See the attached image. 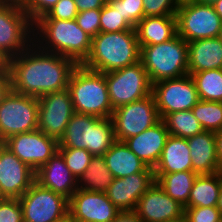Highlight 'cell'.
Listing matches in <instances>:
<instances>
[{
  "label": "cell",
  "instance_id": "cell-30",
  "mask_svg": "<svg viewBox=\"0 0 222 222\" xmlns=\"http://www.w3.org/2000/svg\"><path fill=\"white\" fill-rule=\"evenodd\" d=\"M162 120L172 136L187 139L204 131L192 110L176 111L167 114Z\"/></svg>",
  "mask_w": 222,
  "mask_h": 222
},
{
  "label": "cell",
  "instance_id": "cell-39",
  "mask_svg": "<svg viewBox=\"0 0 222 222\" xmlns=\"http://www.w3.org/2000/svg\"><path fill=\"white\" fill-rule=\"evenodd\" d=\"M101 9L85 10L79 12L75 20L91 38L100 32Z\"/></svg>",
  "mask_w": 222,
  "mask_h": 222
},
{
  "label": "cell",
  "instance_id": "cell-38",
  "mask_svg": "<svg viewBox=\"0 0 222 222\" xmlns=\"http://www.w3.org/2000/svg\"><path fill=\"white\" fill-rule=\"evenodd\" d=\"M79 11L74 0H59L44 16L39 19L74 20Z\"/></svg>",
  "mask_w": 222,
  "mask_h": 222
},
{
  "label": "cell",
  "instance_id": "cell-18",
  "mask_svg": "<svg viewBox=\"0 0 222 222\" xmlns=\"http://www.w3.org/2000/svg\"><path fill=\"white\" fill-rule=\"evenodd\" d=\"M134 212L142 222H162L184 217V207L155 181L139 198Z\"/></svg>",
  "mask_w": 222,
  "mask_h": 222
},
{
  "label": "cell",
  "instance_id": "cell-1",
  "mask_svg": "<svg viewBox=\"0 0 222 222\" xmlns=\"http://www.w3.org/2000/svg\"><path fill=\"white\" fill-rule=\"evenodd\" d=\"M77 65L73 59L44 51L33 42L8 60L11 90L37 98L65 90Z\"/></svg>",
  "mask_w": 222,
  "mask_h": 222
},
{
  "label": "cell",
  "instance_id": "cell-17",
  "mask_svg": "<svg viewBox=\"0 0 222 222\" xmlns=\"http://www.w3.org/2000/svg\"><path fill=\"white\" fill-rule=\"evenodd\" d=\"M35 182V172L0 143V193L19 199Z\"/></svg>",
  "mask_w": 222,
  "mask_h": 222
},
{
  "label": "cell",
  "instance_id": "cell-49",
  "mask_svg": "<svg viewBox=\"0 0 222 222\" xmlns=\"http://www.w3.org/2000/svg\"><path fill=\"white\" fill-rule=\"evenodd\" d=\"M193 1H196V2L201 3V4L213 5L218 0H193Z\"/></svg>",
  "mask_w": 222,
  "mask_h": 222
},
{
  "label": "cell",
  "instance_id": "cell-25",
  "mask_svg": "<svg viewBox=\"0 0 222 222\" xmlns=\"http://www.w3.org/2000/svg\"><path fill=\"white\" fill-rule=\"evenodd\" d=\"M153 170L154 174L192 171V161L187 139L169 135L160 159Z\"/></svg>",
  "mask_w": 222,
  "mask_h": 222
},
{
  "label": "cell",
  "instance_id": "cell-45",
  "mask_svg": "<svg viewBox=\"0 0 222 222\" xmlns=\"http://www.w3.org/2000/svg\"><path fill=\"white\" fill-rule=\"evenodd\" d=\"M216 157L222 170V129L215 132Z\"/></svg>",
  "mask_w": 222,
  "mask_h": 222
},
{
  "label": "cell",
  "instance_id": "cell-12",
  "mask_svg": "<svg viewBox=\"0 0 222 222\" xmlns=\"http://www.w3.org/2000/svg\"><path fill=\"white\" fill-rule=\"evenodd\" d=\"M19 202L23 222H57L69 215V200L37 182L19 198Z\"/></svg>",
  "mask_w": 222,
  "mask_h": 222
},
{
  "label": "cell",
  "instance_id": "cell-2",
  "mask_svg": "<svg viewBox=\"0 0 222 222\" xmlns=\"http://www.w3.org/2000/svg\"><path fill=\"white\" fill-rule=\"evenodd\" d=\"M32 35L33 42L40 49L71 58L77 64H82L91 51L92 38L75 19H37L33 23Z\"/></svg>",
  "mask_w": 222,
  "mask_h": 222
},
{
  "label": "cell",
  "instance_id": "cell-7",
  "mask_svg": "<svg viewBox=\"0 0 222 222\" xmlns=\"http://www.w3.org/2000/svg\"><path fill=\"white\" fill-rule=\"evenodd\" d=\"M33 23L16 0H0V52L12 59L33 43Z\"/></svg>",
  "mask_w": 222,
  "mask_h": 222
},
{
  "label": "cell",
  "instance_id": "cell-8",
  "mask_svg": "<svg viewBox=\"0 0 222 222\" xmlns=\"http://www.w3.org/2000/svg\"><path fill=\"white\" fill-rule=\"evenodd\" d=\"M105 81L113 110L152 94L153 84L141 61L105 73Z\"/></svg>",
  "mask_w": 222,
  "mask_h": 222
},
{
  "label": "cell",
  "instance_id": "cell-43",
  "mask_svg": "<svg viewBox=\"0 0 222 222\" xmlns=\"http://www.w3.org/2000/svg\"><path fill=\"white\" fill-rule=\"evenodd\" d=\"M74 2L79 12L101 9L106 4V0H74Z\"/></svg>",
  "mask_w": 222,
  "mask_h": 222
},
{
  "label": "cell",
  "instance_id": "cell-47",
  "mask_svg": "<svg viewBox=\"0 0 222 222\" xmlns=\"http://www.w3.org/2000/svg\"><path fill=\"white\" fill-rule=\"evenodd\" d=\"M216 207L220 210V213L222 214V182Z\"/></svg>",
  "mask_w": 222,
  "mask_h": 222
},
{
  "label": "cell",
  "instance_id": "cell-46",
  "mask_svg": "<svg viewBox=\"0 0 222 222\" xmlns=\"http://www.w3.org/2000/svg\"><path fill=\"white\" fill-rule=\"evenodd\" d=\"M215 12L221 17L222 19V0H218L215 4H213Z\"/></svg>",
  "mask_w": 222,
  "mask_h": 222
},
{
  "label": "cell",
  "instance_id": "cell-29",
  "mask_svg": "<svg viewBox=\"0 0 222 222\" xmlns=\"http://www.w3.org/2000/svg\"><path fill=\"white\" fill-rule=\"evenodd\" d=\"M113 179L114 177L105 163L104 156H93L86 171L77 179V188L106 192Z\"/></svg>",
  "mask_w": 222,
  "mask_h": 222
},
{
  "label": "cell",
  "instance_id": "cell-33",
  "mask_svg": "<svg viewBox=\"0 0 222 222\" xmlns=\"http://www.w3.org/2000/svg\"><path fill=\"white\" fill-rule=\"evenodd\" d=\"M58 152L76 179L86 171L93 157L86 149L58 148Z\"/></svg>",
  "mask_w": 222,
  "mask_h": 222
},
{
  "label": "cell",
  "instance_id": "cell-3",
  "mask_svg": "<svg viewBox=\"0 0 222 222\" xmlns=\"http://www.w3.org/2000/svg\"><path fill=\"white\" fill-rule=\"evenodd\" d=\"M140 61L135 28L117 32H99L92 38L91 51L82 65L90 70L109 73Z\"/></svg>",
  "mask_w": 222,
  "mask_h": 222
},
{
  "label": "cell",
  "instance_id": "cell-42",
  "mask_svg": "<svg viewBox=\"0 0 222 222\" xmlns=\"http://www.w3.org/2000/svg\"><path fill=\"white\" fill-rule=\"evenodd\" d=\"M11 90V80L8 68L0 69V103Z\"/></svg>",
  "mask_w": 222,
  "mask_h": 222
},
{
  "label": "cell",
  "instance_id": "cell-24",
  "mask_svg": "<svg viewBox=\"0 0 222 222\" xmlns=\"http://www.w3.org/2000/svg\"><path fill=\"white\" fill-rule=\"evenodd\" d=\"M103 156L114 178H124L135 173H154L122 141L116 140Z\"/></svg>",
  "mask_w": 222,
  "mask_h": 222
},
{
  "label": "cell",
  "instance_id": "cell-34",
  "mask_svg": "<svg viewBox=\"0 0 222 222\" xmlns=\"http://www.w3.org/2000/svg\"><path fill=\"white\" fill-rule=\"evenodd\" d=\"M133 27L123 18L119 10L112 8L107 2L101 8L100 32H117L131 30Z\"/></svg>",
  "mask_w": 222,
  "mask_h": 222
},
{
  "label": "cell",
  "instance_id": "cell-35",
  "mask_svg": "<svg viewBox=\"0 0 222 222\" xmlns=\"http://www.w3.org/2000/svg\"><path fill=\"white\" fill-rule=\"evenodd\" d=\"M107 3L119 10L123 18L135 28L136 24L144 18L142 0H112Z\"/></svg>",
  "mask_w": 222,
  "mask_h": 222
},
{
  "label": "cell",
  "instance_id": "cell-6",
  "mask_svg": "<svg viewBox=\"0 0 222 222\" xmlns=\"http://www.w3.org/2000/svg\"><path fill=\"white\" fill-rule=\"evenodd\" d=\"M140 61L152 84L188 75V46L178 34L170 40L140 48Z\"/></svg>",
  "mask_w": 222,
  "mask_h": 222
},
{
  "label": "cell",
  "instance_id": "cell-10",
  "mask_svg": "<svg viewBox=\"0 0 222 222\" xmlns=\"http://www.w3.org/2000/svg\"><path fill=\"white\" fill-rule=\"evenodd\" d=\"M177 34L186 42L216 38L220 35L222 19L213 5L193 0L182 1L176 11Z\"/></svg>",
  "mask_w": 222,
  "mask_h": 222
},
{
  "label": "cell",
  "instance_id": "cell-13",
  "mask_svg": "<svg viewBox=\"0 0 222 222\" xmlns=\"http://www.w3.org/2000/svg\"><path fill=\"white\" fill-rule=\"evenodd\" d=\"M152 94L161 119L176 111L191 110L200 100L190 75L156 82Z\"/></svg>",
  "mask_w": 222,
  "mask_h": 222
},
{
  "label": "cell",
  "instance_id": "cell-20",
  "mask_svg": "<svg viewBox=\"0 0 222 222\" xmlns=\"http://www.w3.org/2000/svg\"><path fill=\"white\" fill-rule=\"evenodd\" d=\"M35 182L68 200L78 189L77 179L71 173L59 152H56L35 172Z\"/></svg>",
  "mask_w": 222,
  "mask_h": 222
},
{
  "label": "cell",
  "instance_id": "cell-4",
  "mask_svg": "<svg viewBox=\"0 0 222 222\" xmlns=\"http://www.w3.org/2000/svg\"><path fill=\"white\" fill-rule=\"evenodd\" d=\"M67 89L76 113L110 118L113 108L109 100L105 73L78 64L72 71Z\"/></svg>",
  "mask_w": 222,
  "mask_h": 222
},
{
  "label": "cell",
  "instance_id": "cell-50",
  "mask_svg": "<svg viewBox=\"0 0 222 222\" xmlns=\"http://www.w3.org/2000/svg\"><path fill=\"white\" fill-rule=\"evenodd\" d=\"M57 222H76L70 215H67L64 219Z\"/></svg>",
  "mask_w": 222,
  "mask_h": 222
},
{
  "label": "cell",
  "instance_id": "cell-15",
  "mask_svg": "<svg viewBox=\"0 0 222 222\" xmlns=\"http://www.w3.org/2000/svg\"><path fill=\"white\" fill-rule=\"evenodd\" d=\"M38 102V129L59 141L75 113L69 90L48 93Z\"/></svg>",
  "mask_w": 222,
  "mask_h": 222
},
{
  "label": "cell",
  "instance_id": "cell-11",
  "mask_svg": "<svg viewBox=\"0 0 222 222\" xmlns=\"http://www.w3.org/2000/svg\"><path fill=\"white\" fill-rule=\"evenodd\" d=\"M111 119L115 139L124 142L158 123L161 117L155 98L151 94L141 100L114 109Z\"/></svg>",
  "mask_w": 222,
  "mask_h": 222
},
{
  "label": "cell",
  "instance_id": "cell-36",
  "mask_svg": "<svg viewBox=\"0 0 222 222\" xmlns=\"http://www.w3.org/2000/svg\"><path fill=\"white\" fill-rule=\"evenodd\" d=\"M144 17L175 16L179 8V0H142Z\"/></svg>",
  "mask_w": 222,
  "mask_h": 222
},
{
  "label": "cell",
  "instance_id": "cell-22",
  "mask_svg": "<svg viewBox=\"0 0 222 222\" xmlns=\"http://www.w3.org/2000/svg\"><path fill=\"white\" fill-rule=\"evenodd\" d=\"M188 75L200 71L222 69V42L219 37L187 42Z\"/></svg>",
  "mask_w": 222,
  "mask_h": 222
},
{
  "label": "cell",
  "instance_id": "cell-44",
  "mask_svg": "<svg viewBox=\"0 0 222 222\" xmlns=\"http://www.w3.org/2000/svg\"><path fill=\"white\" fill-rule=\"evenodd\" d=\"M112 222H142L134 212H120Z\"/></svg>",
  "mask_w": 222,
  "mask_h": 222
},
{
  "label": "cell",
  "instance_id": "cell-32",
  "mask_svg": "<svg viewBox=\"0 0 222 222\" xmlns=\"http://www.w3.org/2000/svg\"><path fill=\"white\" fill-rule=\"evenodd\" d=\"M191 110L204 131L217 132L222 129V102L199 100Z\"/></svg>",
  "mask_w": 222,
  "mask_h": 222
},
{
  "label": "cell",
  "instance_id": "cell-51",
  "mask_svg": "<svg viewBox=\"0 0 222 222\" xmlns=\"http://www.w3.org/2000/svg\"><path fill=\"white\" fill-rule=\"evenodd\" d=\"M162 222H186L185 217L179 218V219H173L169 221H162Z\"/></svg>",
  "mask_w": 222,
  "mask_h": 222
},
{
  "label": "cell",
  "instance_id": "cell-16",
  "mask_svg": "<svg viewBox=\"0 0 222 222\" xmlns=\"http://www.w3.org/2000/svg\"><path fill=\"white\" fill-rule=\"evenodd\" d=\"M68 210L76 222H112L120 213L105 192L81 189L69 199Z\"/></svg>",
  "mask_w": 222,
  "mask_h": 222
},
{
  "label": "cell",
  "instance_id": "cell-14",
  "mask_svg": "<svg viewBox=\"0 0 222 222\" xmlns=\"http://www.w3.org/2000/svg\"><path fill=\"white\" fill-rule=\"evenodd\" d=\"M3 144L34 172L58 152L59 147L57 139L39 129L13 135Z\"/></svg>",
  "mask_w": 222,
  "mask_h": 222
},
{
  "label": "cell",
  "instance_id": "cell-48",
  "mask_svg": "<svg viewBox=\"0 0 222 222\" xmlns=\"http://www.w3.org/2000/svg\"><path fill=\"white\" fill-rule=\"evenodd\" d=\"M8 68V60L0 52V69Z\"/></svg>",
  "mask_w": 222,
  "mask_h": 222
},
{
  "label": "cell",
  "instance_id": "cell-23",
  "mask_svg": "<svg viewBox=\"0 0 222 222\" xmlns=\"http://www.w3.org/2000/svg\"><path fill=\"white\" fill-rule=\"evenodd\" d=\"M192 161V171L198 175L222 171L216 157L215 132L203 131L187 138Z\"/></svg>",
  "mask_w": 222,
  "mask_h": 222
},
{
  "label": "cell",
  "instance_id": "cell-41",
  "mask_svg": "<svg viewBox=\"0 0 222 222\" xmlns=\"http://www.w3.org/2000/svg\"><path fill=\"white\" fill-rule=\"evenodd\" d=\"M0 222H23L19 199L3 198L0 200Z\"/></svg>",
  "mask_w": 222,
  "mask_h": 222
},
{
  "label": "cell",
  "instance_id": "cell-37",
  "mask_svg": "<svg viewBox=\"0 0 222 222\" xmlns=\"http://www.w3.org/2000/svg\"><path fill=\"white\" fill-rule=\"evenodd\" d=\"M186 222H222V214L216 207H184Z\"/></svg>",
  "mask_w": 222,
  "mask_h": 222
},
{
  "label": "cell",
  "instance_id": "cell-27",
  "mask_svg": "<svg viewBox=\"0 0 222 222\" xmlns=\"http://www.w3.org/2000/svg\"><path fill=\"white\" fill-rule=\"evenodd\" d=\"M222 182V171L214 174L197 175L188 203L185 207H213L217 205Z\"/></svg>",
  "mask_w": 222,
  "mask_h": 222
},
{
  "label": "cell",
  "instance_id": "cell-5",
  "mask_svg": "<svg viewBox=\"0 0 222 222\" xmlns=\"http://www.w3.org/2000/svg\"><path fill=\"white\" fill-rule=\"evenodd\" d=\"M116 141L110 118L74 113L68 122L58 148L86 149L93 156H102Z\"/></svg>",
  "mask_w": 222,
  "mask_h": 222
},
{
  "label": "cell",
  "instance_id": "cell-9",
  "mask_svg": "<svg viewBox=\"0 0 222 222\" xmlns=\"http://www.w3.org/2000/svg\"><path fill=\"white\" fill-rule=\"evenodd\" d=\"M37 97L10 90L0 103V143L9 137L38 129Z\"/></svg>",
  "mask_w": 222,
  "mask_h": 222
},
{
  "label": "cell",
  "instance_id": "cell-52",
  "mask_svg": "<svg viewBox=\"0 0 222 222\" xmlns=\"http://www.w3.org/2000/svg\"><path fill=\"white\" fill-rule=\"evenodd\" d=\"M219 38L221 39V42H222V27H221V30H220Z\"/></svg>",
  "mask_w": 222,
  "mask_h": 222
},
{
  "label": "cell",
  "instance_id": "cell-19",
  "mask_svg": "<svg viewBox=\"0 0 222 222\" xmlns=\"http://www.w3.org/2000/svg\"><path fill=\"white\" fill-rule=\"evenodd\" d=\"M154 182V173H135L124 178H114L105 193L120 212H131Z\"/></svg>",
  "mask_w": 222,
  "mask_h": 222
},
{
  "label": "cell",
  "instance_id": "cell-26",
  "mask_svg": "<svg viewBox=\"0 0 222 222\" xmlns=\"http://www.w3.org/2000/svg\"><path fill=\"white\" fill-rule=\"evenodd\" d=\"M135 31L140 48L166 42L177 35L176 16H146Z\"/></svg>",
  "mask_w": 222,
  "mask_h": 222
},
{
  "label": "cell",
  "instance_id": "cell-31",
  "mask_svg": "<svg viewBox=\"0 0 222 222\" xmlns=\"http://www.w3.org/2000/svg\"><path fill=\"white\" fill-rule=\"evenodd\" d=\"M190 76L200 100L222 102V69L200 71Z\"/></svg>",
  "mask_w": 222,
  "mask_h": 222
},
{
  "label": "cell",
  "instance_id": "cell-28",
  "mask_svg": "<svg viewBox=\"0 0 222 222\" xmlns=\"http://www.w3.org/2000/svg\"><path fill=\"white\" fill-rule=\"evenodd\" d=\"M197 175L193 171L154 174L155 181L164 192L183 207L188 203L190 191Z\"/></svg>",
  "mask_w": 222,
  "mask_h": 222
},
{
  "label": "cell",
  "instance_id": "cell-21",
  "mask_svg": "<svg viewBox=\"0 0 222 222\" xmlns=\"http://www.w3.org/2000/svg\"><path fill=\"white\" fill-rule=\"evenodd\" d=\"M168 136L169 132L161 119L144 132L126 139L124 143L143 163L154 169Z\"/></svg>",
  "mask_w": 222,
  "mask_h": 222
},
{
  "label": "cell",
  "instance_id": "cell-40",
  "mask_svg": "<svg viewBox=\"0 0 222 222\" xmlns=\"http://www.w3.org/2000/svg\"><path fill=\"white\" fill-rule=\"evenodd\" d=\"M34 23L44 16L59 0H16Z\"/></svg>",
  "mask_w": 222,
  "mask_h": 222
}]
</instances>
